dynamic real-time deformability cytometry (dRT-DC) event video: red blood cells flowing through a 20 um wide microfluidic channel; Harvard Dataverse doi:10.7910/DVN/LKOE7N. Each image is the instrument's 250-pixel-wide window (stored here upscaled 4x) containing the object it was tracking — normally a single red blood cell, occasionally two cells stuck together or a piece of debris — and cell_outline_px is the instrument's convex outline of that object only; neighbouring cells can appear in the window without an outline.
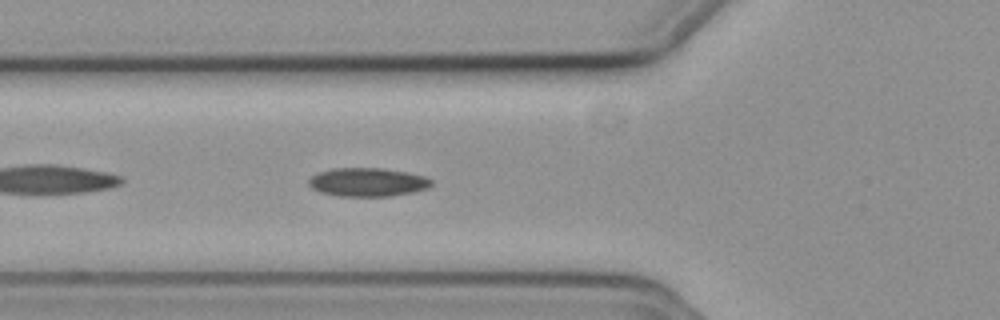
{"species": "common noctule bat (a hibernating species)", "species_latin": "Nyctalus noctula", "temperature_condition": "cold", "stored_images_in_passage": 41, "camera_frame_rate_fps": 3000, "um_per_image_px": 0.085, "animal": {"sex": "female", "body_mass_g": 19.3, "forearm_length_mm": 54.1}, "frame": {"image": 1, "passage_image": 5, "time_ms": 1.333, "image_size_px": [1000, 320], "cell_outline_px": [[432, 184], [428, 188], [412, 192], [388, 196], [340, 196], [320, 192], [312, 188], [308, 184], [308, 180], [316, 172], [332, 168], [384, 168], [408, 172], [424, 176], [432, 180]], "centroid_in_image_um": [31.23, 15.47], "position_along_channel_um": 94.6, "area_um2": 20.52}}
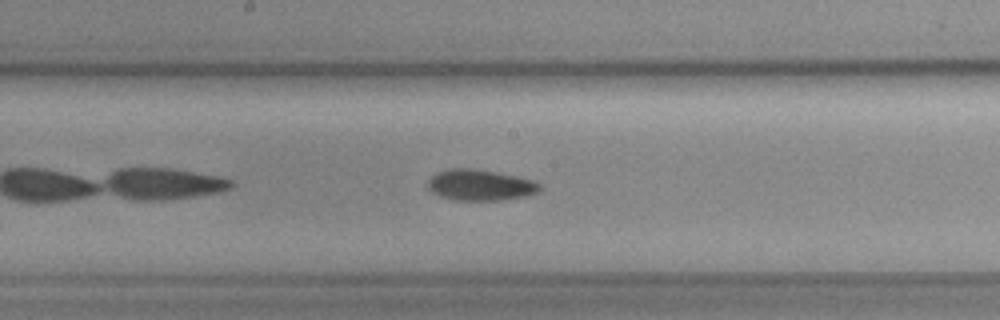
{"frame": {"image": 2, "passage_image": 14, "time_ms": 4.333, "image_size_px": [1000, 320], "cell_outline_px": [[540, 188], [536, 192], [528, 196], [500, 200], [452, 200], [440, 196], [432, 192], [428, 188], [428, 180], [436, 172], [448, 168], [472, 168], [516, 176], [532, 180], [540, 184]], "centroid_in_image_um": [40.78, 15.73], "position_along_channel_um": 207.4, "area_um2": 20.17}}
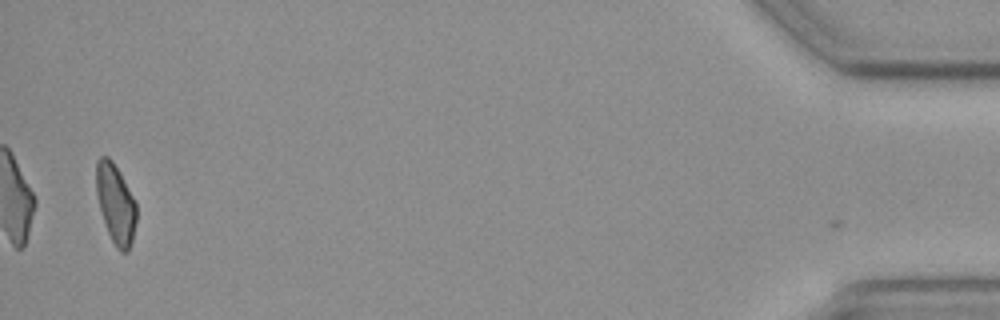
{"frame": {"image": 3, "passage_image": 39, "time_ms": 12.667, "image_size_px": [1000, 320], "cell_outline_px": [[136, 220], [132, 240], [128, 252], [120, 252], [116, 248], [104, 224], [96, 192], [96, 160], [100, 156], [108, 156], [112, 160], [120, 172], [136, 200]], "centroid_in_image_um": [9.83, 17.3], "position_along_channel_um": 425.4, "area_um2": 18.79}, "authors_computed_cell_mechanics": {"area_um2": 19.5942, "velocity_mm_per_s": 3.7548, "shape_relaxation_time_tau1_ms": 11.3781, "shape_relaxation_time_tau2_ms": 10.5612, "deformation_change_tau1": 0.172, "deformation_change_tau2": 0.1359}}